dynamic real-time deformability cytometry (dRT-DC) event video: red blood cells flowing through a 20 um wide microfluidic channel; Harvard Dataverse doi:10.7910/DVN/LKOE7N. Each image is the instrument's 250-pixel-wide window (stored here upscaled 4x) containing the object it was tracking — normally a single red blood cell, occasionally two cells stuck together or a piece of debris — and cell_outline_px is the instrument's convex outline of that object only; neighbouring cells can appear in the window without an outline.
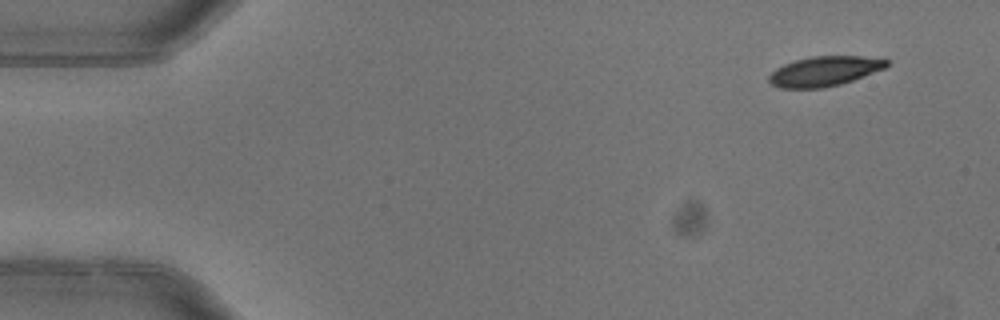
{"species": "common noctule bat (a hibernating species)", "species_latin": "Nyctalus noctula", "temperature_condition": "warm", "stored_images_in_passage": 4, "camera_frame_rate_fps": 3000, "um_per_image_px": 0.085, "animal": {"sex": "female"}, "frame": {"image": 1, "passage_image": 1, "time_ms": 0.0, "image_size_px": [1000, 320], "cell_outline_px": [[888, 64], [884, 68], [852, 80], [840, 84], [824, 88], [780, 88], [772, 84], [768, 80], [768, 76], [776, 68], [784, 64], [796, 60], [812, 56], [884, 56], [888, 60]], "centroid_in_image_um": [70.11, 6.04], "position_along_channel_um": 14.9, "area_um2": 20.52}}
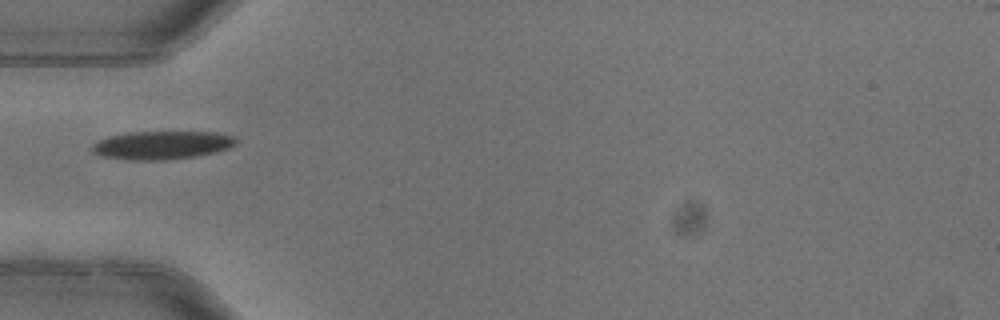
{"frame": {"image": 2, "passage_image": 4, "time_ms": 1.0, "image_size_px": [1000, 320], "cell_outline_px": [[236, 144], [228, 148], [216, 152], [196, 156], [164, 160], [128, 160], [100, 156], [92, 152], [92, 144], [108, 136], [128, 132], [216, 132], [236, 136]], "centroid_in_image_um": [13.76, 12.33], "position_along_channel_um": 71.2, "area_um2": 23.87}}